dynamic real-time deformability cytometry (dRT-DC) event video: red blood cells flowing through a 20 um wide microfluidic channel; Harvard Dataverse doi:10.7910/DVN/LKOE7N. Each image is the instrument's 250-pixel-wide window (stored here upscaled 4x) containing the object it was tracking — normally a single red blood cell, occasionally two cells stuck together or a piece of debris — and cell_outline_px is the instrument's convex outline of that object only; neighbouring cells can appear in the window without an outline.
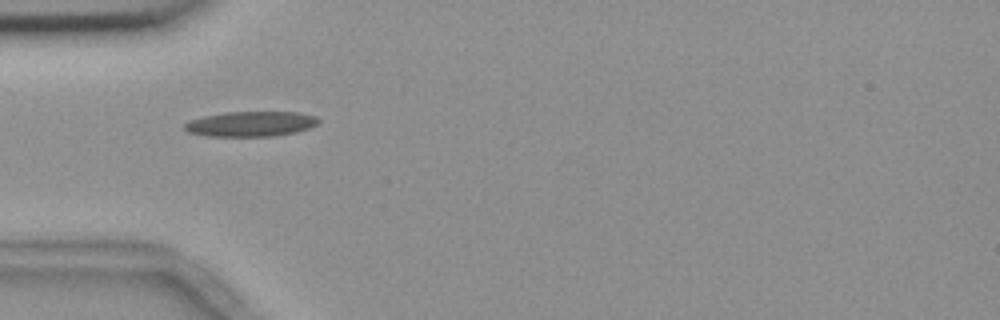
{"species": "common noctule bat (a hibernating species)", "species_latin": "Nyctalus noctula", "temperature_condition": "room temperature", "stored_images_in_passage": 35, "camera_frame_rate_fps": 3000, "um_per_image_px": 0.085, "animal": {"sex": "female", "body_mass_g": 18.4}, "frame": {"image": 1, "passage_image": 1, "time_ms": 0.0, "image_size_px": [1000, 320], "cell_outline_px": [[320, 120], [316, 124], [308, 128], [296, 132], [272, 136], [204, 136], [188, 132], [184, 128], [184, 124], [188, 120], [204, 116], [228, 112], [296, 112], [316, 116]], "centroid_in_image_um": [21.29, 10.53], "position_along_channel_um": 63.7, "area_um2": 19.54}}
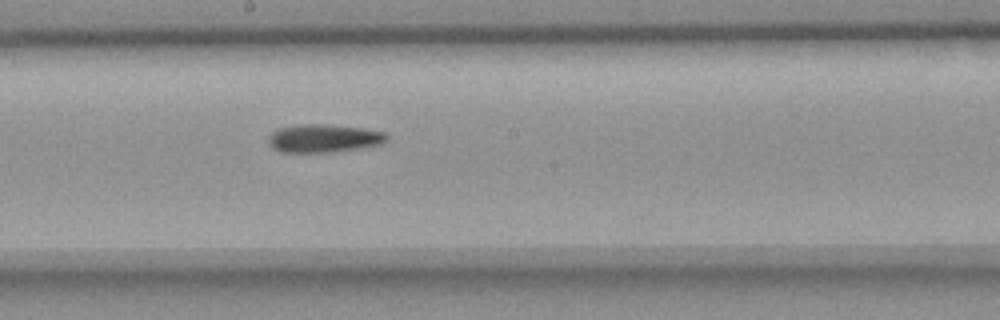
{"frame": {"image": 2, "passage_image": 14, "time_ms": 4.333, "image_size_px": [1000, 320], "cell_outline_px": [[388, 140], [380, 144], [360, 148], [328, 152], [280, 152], [272, 148], [268, 140], [272, 132], [276, 128], [300, 124], [324, 124], [360, 128], [384, 132], [388, 136]], "centroid_in_image_um": [27.49, 11.75], "position_along_channel_um": 220.7, "area_um2": 19.31}}
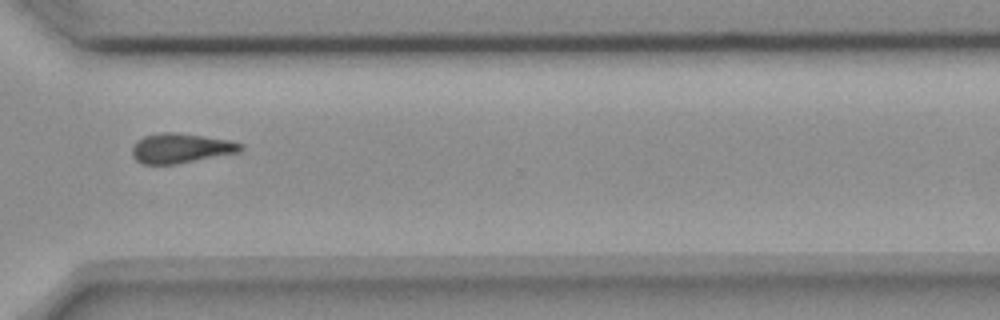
{"frame": {"image": 3, "passage_image": 25, "time_ms": 8.0, "image_size_px": [1000, 320], "cell_outline_px": [[244, 148], [240, 152], [176, 164], [144, 164], [136, 160], [132, 156], [132, 148], [136, 140], [144, 136], [160, 132], [176, 132], [228, 140], [244, 144]], "centroid_in_image_um": [15.36, 12.59], "position_along_channel_um": 355.2, "area_um2": 18.84}}